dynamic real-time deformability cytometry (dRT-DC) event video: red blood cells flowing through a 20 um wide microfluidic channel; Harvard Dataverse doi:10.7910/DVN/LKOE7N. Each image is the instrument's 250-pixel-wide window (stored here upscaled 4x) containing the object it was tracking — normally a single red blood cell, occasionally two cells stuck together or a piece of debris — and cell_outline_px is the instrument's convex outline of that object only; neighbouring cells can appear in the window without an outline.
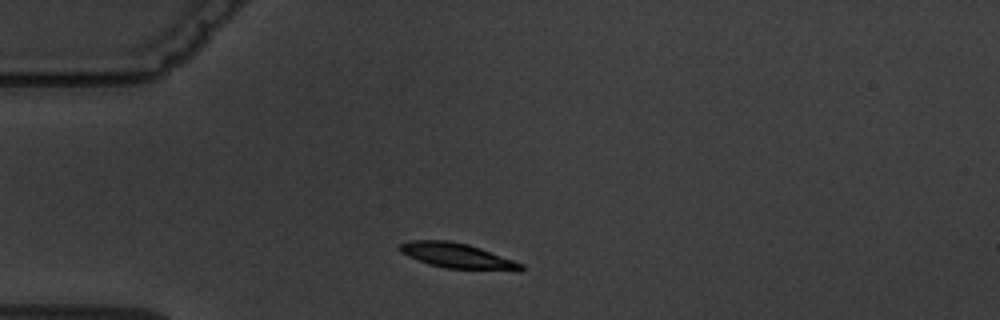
{"species": "common noctule bat (a hibernating species)", "species_latin": "Nyctalus noctula", "temperature_condition": "warm", "stored_images_in_passage": 5, "camera_frame_rate_fps": 3000, "um_per_image_px": 0.085, "animal": {"sex": "male", "body_mass_g": 19.5, "forearm_length_mm": 54.6}, "frame": {"image": 1, "passage_image": 1, "time_ms": 0.0, "image_size_px": [1000, 320], "cell_outline_px": [[524, 268], [520, 272], [444, 268], [428, 264], [408, 256], [400, 252], [396, 248], [400, 244], [412, 240], [448, 240], [468, 244], [480, 248], [524, 264]], "centroid_in_image_um": [38.89, 21.76], "position_along_channel_um": 46.1, "area_um2": 18.09}}
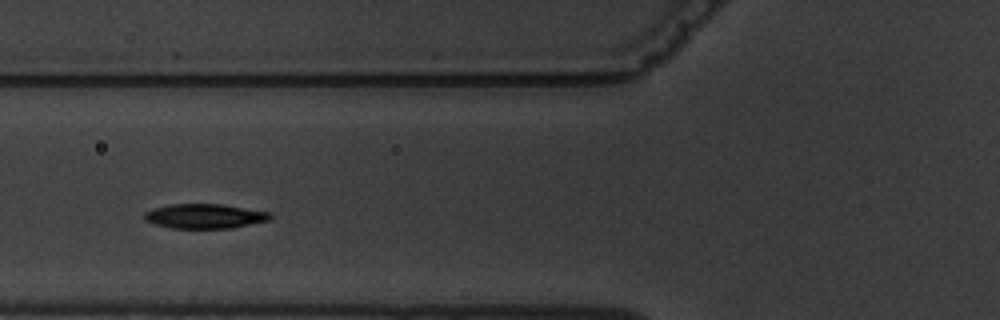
{"frame": {"image": 2, "passage_image": 3, "time_ms": 2.333, "image_size_px": [1000, 320], "cell_outline_px": [[272, 220], [232, 228], [172, 228], [156, 224], [144, 220], [144, 212], [156, 208], [172, 204], [220, 204], [268, 212], [272, 216]], "centroid_in_image_um": [17.42, 18.38], "position_along_channel_um": 108.4, "area_um2": 17.86}}
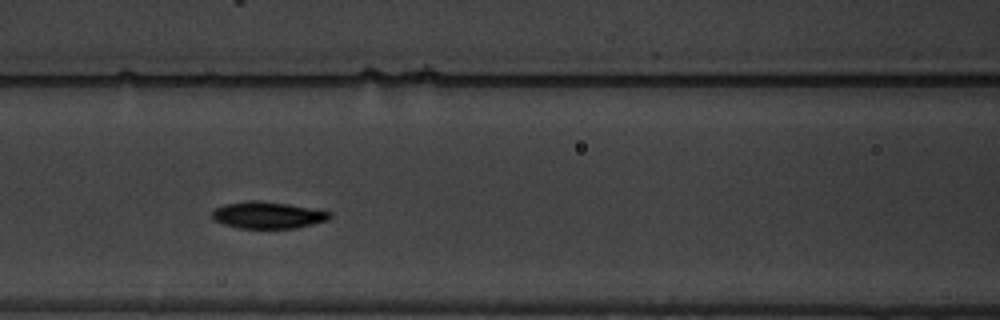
{"frame": {"image": 3, "passage_image": 4, "time_ms": 3.333, "image_size_px": [1000, 320], "cell_outline_px": [[332, 216], [328, 220], [296, 228], [240, 228], [224, 224], [212, 220], [212, 212], [216, 208], [224, 204], [248, 200], [260, 200], [288, 204], [332, 212]], "centroid_in_image_um": [22.75, 18.28], "position_along_channel_um": 143.9, "area_um2": 18.38}}